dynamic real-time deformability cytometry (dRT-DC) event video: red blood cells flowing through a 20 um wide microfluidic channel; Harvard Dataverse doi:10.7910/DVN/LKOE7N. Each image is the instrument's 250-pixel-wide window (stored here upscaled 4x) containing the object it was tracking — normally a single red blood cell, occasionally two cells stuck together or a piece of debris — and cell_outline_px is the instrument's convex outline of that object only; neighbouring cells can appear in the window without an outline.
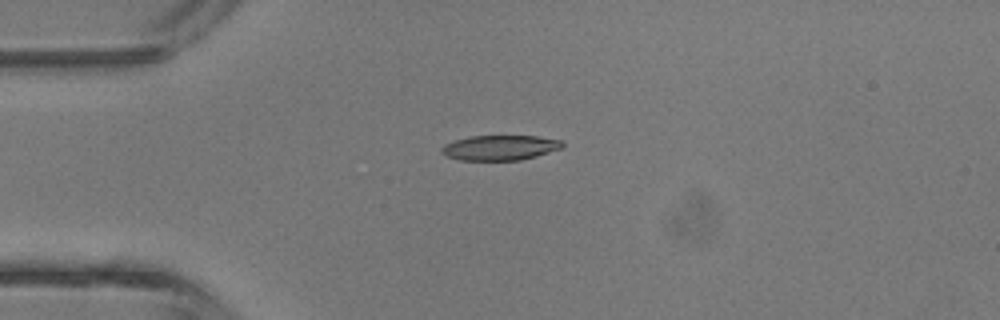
{"species": "common noctule bat (a hibernating species)", "species_latin": "Nyctalus noctula", "temperature_condition": "room temperature", "stored_images_in_passage": 5, "camera_frame_rate_fps": 3000, "um_per_image_px": 0.085, "animal": {"sex": "male", "body_mass_g": 13.3}, "frame": {"image": 1, "passage_image": 4, "time_ms": 4.333, "image_size_px": [1000, 320], "cell_outline_px": [[564, 144], [560, 148], [536, 156], [520, 160], [460, 160], [448, 156], [440, 152], [440, 148], [444, 144], [456, 140], [472, 136], [536, 136], [564, 140]], "centroid_in_image_um": [42.5, 12.55], "position_along_channel_um": 42.5, "area_um2": 17.51}}